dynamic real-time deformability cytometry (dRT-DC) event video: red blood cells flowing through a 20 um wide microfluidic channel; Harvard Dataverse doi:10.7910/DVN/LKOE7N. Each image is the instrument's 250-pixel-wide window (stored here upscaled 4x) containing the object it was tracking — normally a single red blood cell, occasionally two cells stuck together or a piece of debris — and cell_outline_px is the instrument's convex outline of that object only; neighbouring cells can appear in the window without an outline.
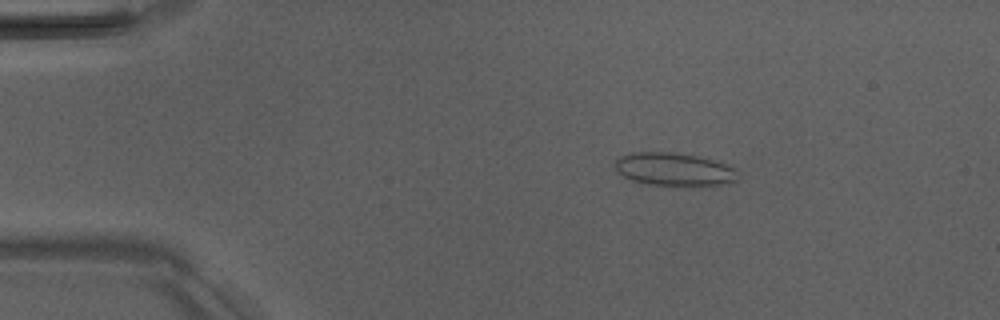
{"species": "Egyptian fruit bat (a non-hibernating species)", "species_latin": "Rousettus aegyptiacus", "temperature_condition": "room temperature", "stored_images_in_passage": 5, "camera_frame_rate_fps": 3000, "um_per_image_px": 0.085, "animal": {"sex": "male"}, "frame": {"image": 1, "passage_image": 3, "time_ms": 2.333, "image_size_px": [1000, 320], "cell_outline_px": [[740, 180], [732, 184], [688, 188], [648, 184], [632, 180], [616, 172], [612, 164], [620, 156], [632, 152], [672, 152], [700, 156], [720, 160], [740, 172]], "centroid_in_image_um": [57.41, 14.43], "position_along_channel_um": 27.6, "area_um2": 25.14}}